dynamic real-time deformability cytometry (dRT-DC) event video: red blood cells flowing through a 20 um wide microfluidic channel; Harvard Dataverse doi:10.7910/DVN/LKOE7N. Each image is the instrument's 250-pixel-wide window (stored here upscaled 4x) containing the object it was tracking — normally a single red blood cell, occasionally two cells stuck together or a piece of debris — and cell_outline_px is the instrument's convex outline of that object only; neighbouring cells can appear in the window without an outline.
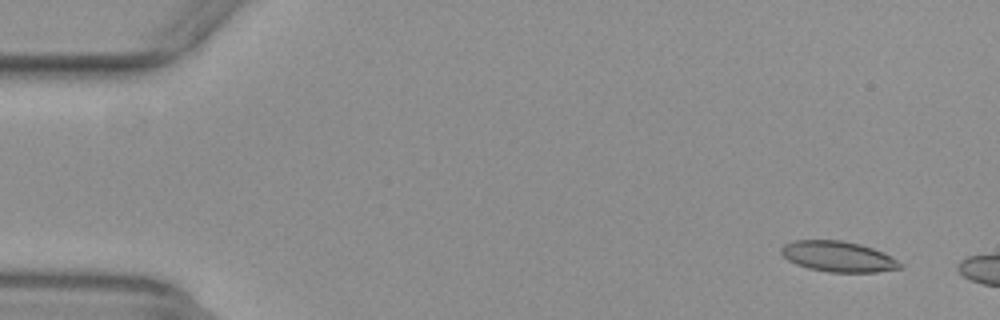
{"species": "common noctule bat (a hibernating species)", "species_latin": "Nyctalus noctula", "temperature_condition": "warm", "stored_images_in_passage": 8, "camera_frame_rate_fps": 3000, "um_per_image_px": 0.085, "animal": {"sex": "female", "body_mass_g": 29.2, "forearm_length_mm": 56.3}, "frame": {"image": 1, "passage_image": 4, "time_ms": 1.0, "image_size_px": [1000, 320], "cell_outline_px": [[904, 268], [876, 272], [828, 272], [808, 268], [796, 264], [788, 260], [780, 252], [780, 248], [784, 244], [792, 240], [844, 240], [860, 244], [884, 252], [904, 264]], "centroid_in_image_um": [71.26, 21.8], "position_along_channel_um": 13.7, "area_um2": 21.44}}